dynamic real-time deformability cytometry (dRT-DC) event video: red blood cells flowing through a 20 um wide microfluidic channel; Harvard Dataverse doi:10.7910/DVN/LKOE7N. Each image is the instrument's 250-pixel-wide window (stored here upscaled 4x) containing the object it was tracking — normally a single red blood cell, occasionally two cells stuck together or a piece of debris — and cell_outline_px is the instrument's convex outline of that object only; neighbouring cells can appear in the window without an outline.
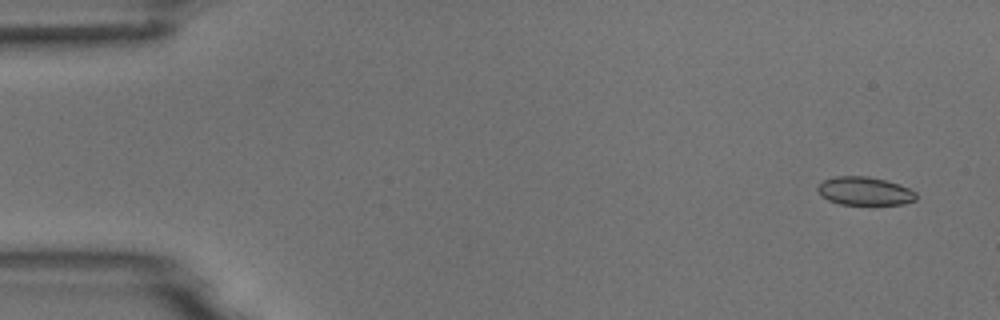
{"species": "common noctule bat (a hibernating species)", "species_latin": "Nyctalus noctula", "temperature_condition": "room temperature", "stored_images_in_passage": 9, "camera_frame_rate_fps": 3000, "um_per_image_px": 0.085, "animal": {"sex": "male", "body_mass_g": 18.8}, "frame": {"image": 1, "passage_image": 3, "time_ms": 0.667, "image_size_px": [1000, 320], "cell_outline_px": [[916, 200], [904, 204], [840, 204], [828, 200], [820, 196], [816, 188], [824, 180], [836, 176], [868, 176], [900, 184], [916, 192]], "centroid_in_image_um": [73.49, 16.24], "position_along_channel_um": 11.5, "area_um2": 16.24}}